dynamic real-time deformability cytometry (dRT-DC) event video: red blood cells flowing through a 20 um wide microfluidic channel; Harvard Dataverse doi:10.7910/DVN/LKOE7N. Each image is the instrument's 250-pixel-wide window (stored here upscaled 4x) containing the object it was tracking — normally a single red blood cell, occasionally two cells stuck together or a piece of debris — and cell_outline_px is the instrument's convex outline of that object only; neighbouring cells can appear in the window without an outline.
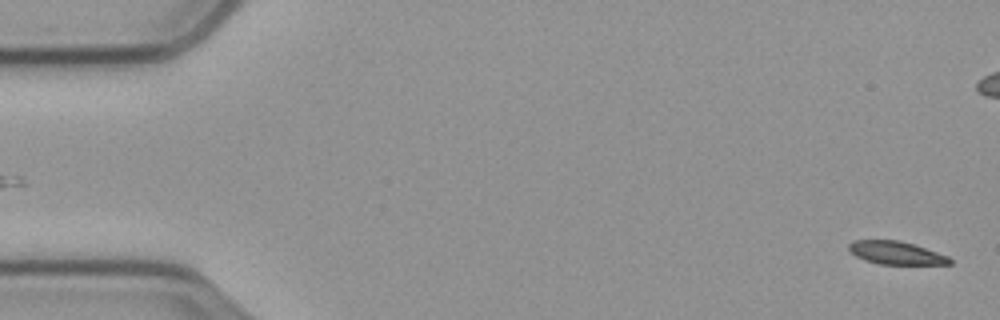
{"species": "common noctule bat (a hibernating species)", "species_latin": "Nyctalus noctula", "temperature_condition": "cold", "stored_images_in_passage": 10, "camera_frame_rate_fps": 3000, "um_per_image_px": 0.085, "animal": {"sex": "male", "body_mass_g": 23.1, "forearm_length_mm": 52.7}, "frame": {"image": 1, "passage_image": 1, "time_ms": 0.0, "image_size_px": [1000, 320], "cell_outline_px": [[952, 264], [880, 264], [864, 260], [856, 256], [848, 248], [848, 244], [852, 240], [900, 240], [948, 256], [952, 260]], "centroid_in_image_um": [76.14, 21.49], "position_along_channel_um": 8.9, "area_um2": 13.41}}